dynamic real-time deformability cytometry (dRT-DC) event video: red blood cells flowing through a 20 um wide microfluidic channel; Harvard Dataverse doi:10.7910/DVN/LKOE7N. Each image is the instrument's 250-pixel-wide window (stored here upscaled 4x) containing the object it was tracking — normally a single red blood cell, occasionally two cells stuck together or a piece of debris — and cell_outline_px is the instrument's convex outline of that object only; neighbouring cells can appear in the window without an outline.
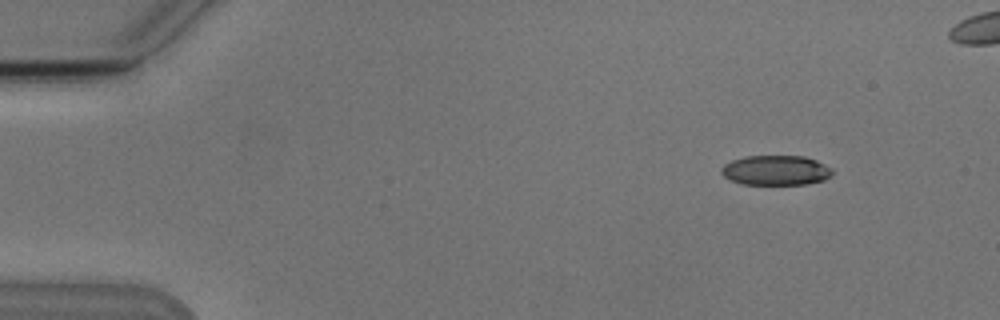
{"species": "Egyptian fruit bat (a non-hibernating species)", "species_latin": "Rousettus aegyptiacus", "temperature_condition": "cold", "stored_images_in_passage": 5, "camera_frame_rate_fps": 3000, "um_per_image_px": 0.085, "animal": {"sex": "male"}, "frame": {"image": 1, "passage_image": 1, "time_ms": 0.0, "image_size_px": [1000, 320], "cell_outline_px": [[832, 176], [824, 180], [804, 184], [744, 184], [732, 180], [724, 176], [720, 172], [720, 168], [724, 164], [732, 160], [744, 156], [804, 156], [816, 160], [832, 168]], "centroid_in_image_um": [65.95, 14.47], "position_along_channel_um": 19.1, "area_um2": 19.31}}